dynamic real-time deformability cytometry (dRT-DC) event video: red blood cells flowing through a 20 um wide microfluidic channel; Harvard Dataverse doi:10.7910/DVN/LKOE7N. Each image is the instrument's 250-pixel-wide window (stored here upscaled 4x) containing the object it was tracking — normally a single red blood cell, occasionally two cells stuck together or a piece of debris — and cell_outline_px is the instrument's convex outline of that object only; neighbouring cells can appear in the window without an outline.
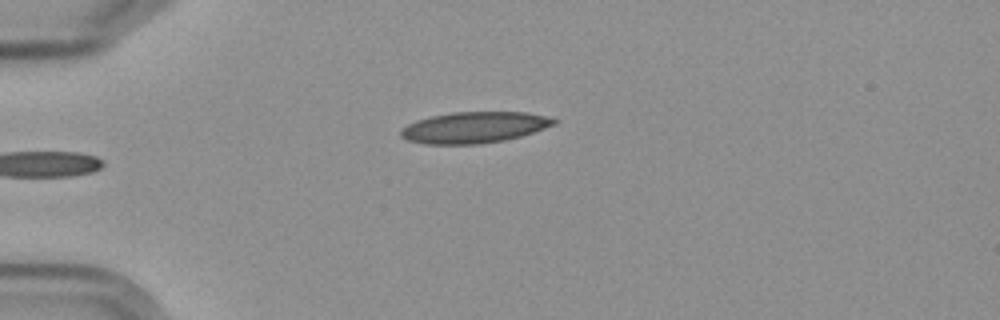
{"species": "Egyptian fruit bat (a non-hibernating species)", "species_latin": "Rousettus aegyptiacus", "temperature_condition": "cold", "stored_images_in_passage": 7, "camera_frame_rate_fps": 3000, "um_per_image_px": 0.085, "frame": {"image": 1, "passage_image": 5, "time_ms": 5.333, "image_size_px": [1000, 320], "cell_outline_px": [[560, 120], [556, 124], [520, 136], [504, 140], [480, 144], [424, 144], [408, 140], [400, 136], [400, 128], [416, 120], [432, 116], [452, 112], [528, 112], [548, 116]], "centroid_in_image_um": [40.31, 10.82], "position_along_channel_um": 44.7, "area_um2": 27.92}}
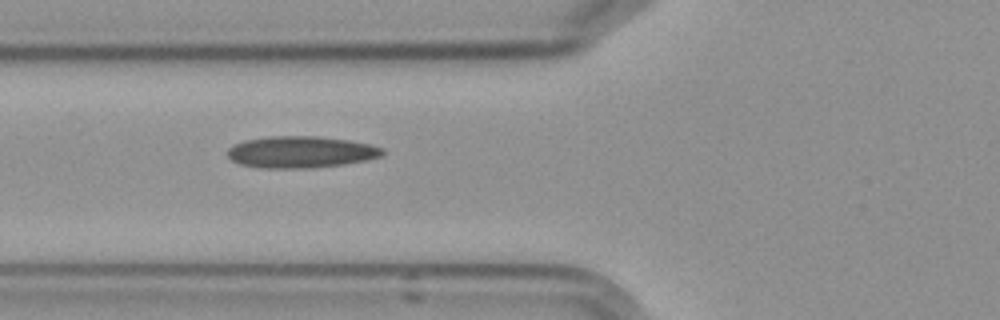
{"frame": {"image": 2, "passage_image": 7, "time_ms": 7.667, "image_size_px": [1000, 320], "cell_outline_px": [[384, 152], [380, 156], [364, 160], [340, 164], [312, 168], [260, 168], [240, 164], [232, 160], [228, 156], [228, 148], [244, 140], [272, 136], [320, 136], [348, 140], [368, 144], [384, 148]], "centroid_in_image_um": [25.54, 12.92], "position_along_channel_um": 100.3, "area_um2": 28.38}}